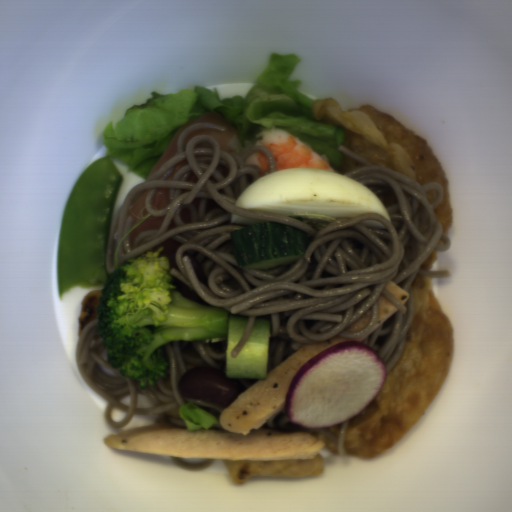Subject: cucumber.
Instances as JSON below:
<instances>
[{
	"label": "cucumber",
	"instance_id": "8b760119",
	"mask_svg": "<svg viewBox=\"0 0 512 512\" xmlns=\"http://www.w3.org/2000/svg\"><path fill=\"white\" fill-rule=\"evenodd\" d=\"M230 240L240 269L263 270L301 260L308 237L305 232L280 222H258L230 231Z\"/></svg>",
	"mask_w": 512,
	"mask_h": 512
},
{
	"label": "cucumber",
	"instance_id": "586b57bf",
	"mask_svg": "<svg viewBox=\"0 0 512 512\" xmlns=\"http://www.w3.org/2000/svg\"><path fill=\"white\" fill-rule=\"evenodd\" d=\"M249 316L228 315V334L226 344V378L267 379L269 356L270 321L257 317L251 334L237 357L231 352L243 337Z\"/></svg>",
	"mask_w": 512,
	"mask_h": 512
}]
</instances>
